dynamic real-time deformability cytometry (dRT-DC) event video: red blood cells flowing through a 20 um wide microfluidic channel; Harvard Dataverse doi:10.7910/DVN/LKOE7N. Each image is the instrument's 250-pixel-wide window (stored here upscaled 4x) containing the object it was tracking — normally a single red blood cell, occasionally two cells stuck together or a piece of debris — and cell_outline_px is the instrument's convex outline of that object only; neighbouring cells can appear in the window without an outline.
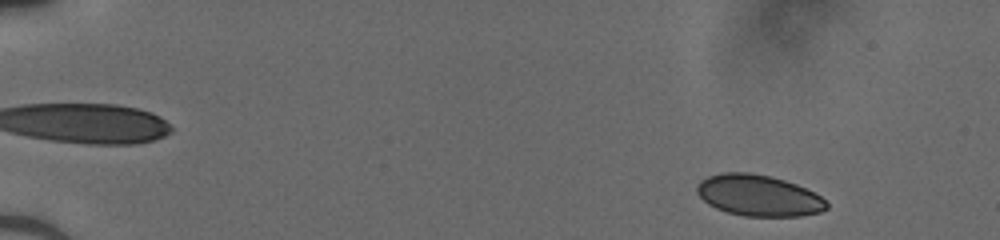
{"species": "human", "species_latin": "Homo sapiens", "temperature_condition": "cold", "stored_images_in_passage": 47, "camera_frame_rate_fps": 3000, "um_per_image_px": 0.085, "donor": {"sex": "male"}, "frame": {"image": 1, "passage_image": 3, "time_ms": 0.667, "image_size_px": [1000, 240], "cell_outline_px": [[828, 208], [820, 212], [800, 216], [744, 216], [728, 212], [716, 208], [708, 204], [696, 192], [696, 188], [700, 180], [708, 176], [724, 172], [748, 172], [768, 176], [784, 180], [796, 184], [820, 196], [828, 204]], "centroid_in_image_um": [64.46, 16.62], "position_along_channel_um": 20.5, "area_um2": 30.92}}
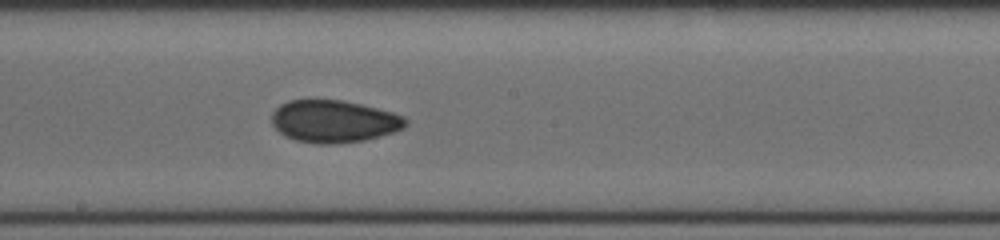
{"frame": {"image": 2, "passage_image": 27, "time_ms": 8.667, "image_size_px": [1000, 240], "cell_outline_px": [[408, 124], [404, 128], [380, 136], [364, 140], [336, 144], [316, 144], [296, 140], [284, 136], [272, 124], [272, 112], [280, 104], [288, 100], [344, 100], [392, 112], [404, 116], [408, 120]], "centroid_in_image_um": [28.38, 10.31], "position_along_channel_um": 219.8, "area_um2": 33.12}}
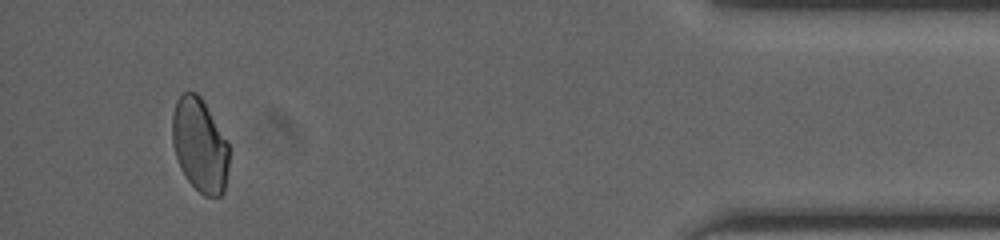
{"frame": {"image": 3, "passage_image": 45, "time_ms": 14.667, "image_size_px": [1000, 240], "cell_outline_px": [[228, 168], [224, 192], [220, 196], [204, 196], [188, 180], [180, 168], [176, 156], [172, 140], [172, 116], [176, 100], [184, 92], [196, 92], [200, 96], [228, 140]], "centroid_in_image_um": [16.98, 12.33], "position_along_channel_um": 418.2, "area_um2": 30.98}}